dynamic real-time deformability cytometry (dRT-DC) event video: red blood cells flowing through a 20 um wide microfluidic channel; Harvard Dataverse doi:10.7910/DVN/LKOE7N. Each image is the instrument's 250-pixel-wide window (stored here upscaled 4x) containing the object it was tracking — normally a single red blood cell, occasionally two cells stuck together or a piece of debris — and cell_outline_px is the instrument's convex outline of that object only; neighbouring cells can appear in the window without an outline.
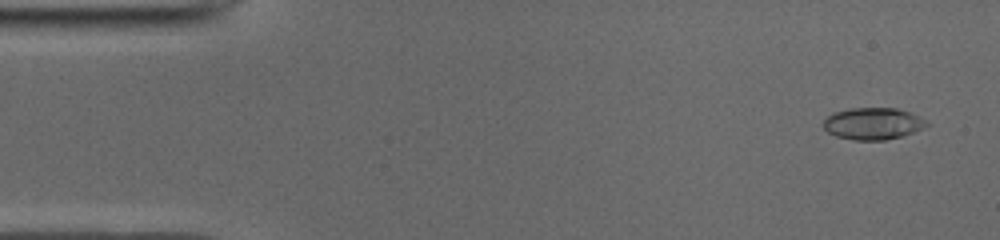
{"species": "common noctule bat (a hibernating species)", "species_latin": "Nyctalus noctula", "temperature_condition": "cold", "stored_images_in_passage": 49, "camera_frame_rate_fps": 3000, "um_per_image_px": 0.085, "animal": {"sex": "male", "body_mass_g": 19.0, "forearm_length_mm": 50.8}, "frame": {"image": 1, "passage_image": 3, "time_ms": 0.667, "image_size_px": [1000, 240], "cell_outline_px": [[928, 124], [904, 136], [884, 140], [852, 140], [836, 136], [828, 132], [824, 128], [824, 120], [832, 112], [852, 108], [896, 108], [920, 116]], "centroid_in_image_um": [74.16, 10.51], "position_along_channel_um": 10.8, "area_um2": 19.02}}
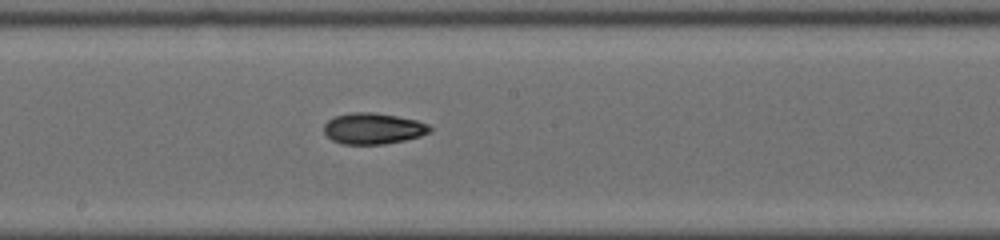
{"frame": {"image": 2, "passage_image": 27, "time_ms": 8.667, "image_size_px": [1000, 240], "cell_outline_px": [[432, 128], [428, 132], [420, 136], [404, 140], [384, 144], [344, 144], [332, 140], [324, 132], [324, 124], [328, 120], [336, 116], [352, 112], [372, 112], [396, 116], [416, 120], [428, 124]], "centroid_in_image_um": [31.7, 10.92], "position_along_channel_um": 216.5, "area_um2": 19.02}}
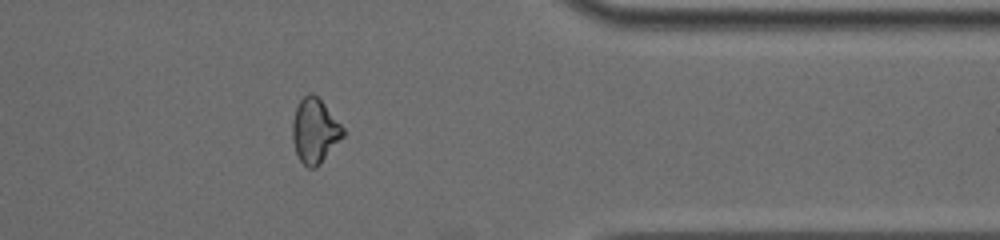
{"frame": {"image": 3, "passage_image": 41, "time_ms": 13.333, "image_size_px": [1000, 240], "cell_outline_px": [[344, 136], [320, 164], [316, 168], [308, 168], [300, 160], [296, 152], [292, 140], [292, 120], [296, 108], [300, 100], [308, 92], [312, 92], [324, 104], [344, 128]], "centroid_in_image_um": [26.74, 11.13], "position_along_channel_um": 384.7, "area_um2": 18.96}, "authors_computed_cell_mechanics": {"area_um2": 19.0162, "velocity_mm_per_s": 3.9637, "shape_relaxation_time_tau1_ms": 2.9301, "shape_relaxation_time_tau2_ms": 6.1553, "deformation_change_tau1": 0.1445, "deformation_change_tau2": 0.119}}